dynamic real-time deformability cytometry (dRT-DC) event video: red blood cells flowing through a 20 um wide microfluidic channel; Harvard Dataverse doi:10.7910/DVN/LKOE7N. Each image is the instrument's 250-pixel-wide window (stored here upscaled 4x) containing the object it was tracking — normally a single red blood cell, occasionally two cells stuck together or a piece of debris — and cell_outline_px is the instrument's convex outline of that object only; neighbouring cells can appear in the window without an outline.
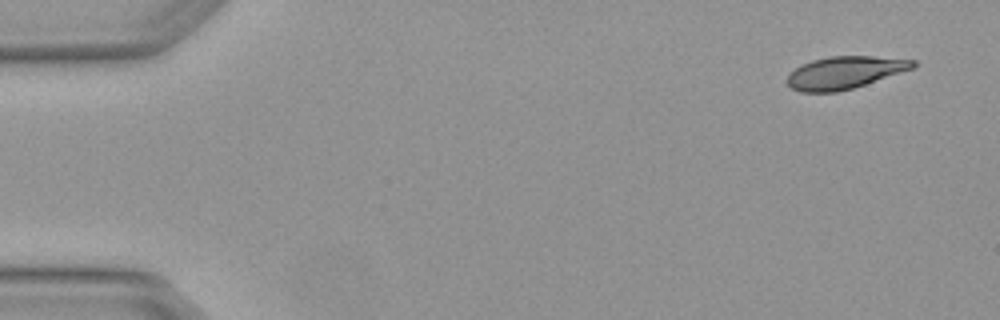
{"species": "Egyptian fruit bat (a non-hibernating species)", "species_latin": "Rousettus aegyptiacus", "temperature_condition": "warm", "stored_images_in_passage": 4, "camera_frame_rate_fps": 3000, "um_per_image_px": 0.085, "animal": {"sex": "female"}, "frame": {"image": 1, "passage_image": 1, "time_ms": 0.0, "image_size_px": [1000, 320], "cell_outline_px": [[916, 64], [912, 68], [852, 88], [836, 92], [800, 92], [792, 88], [784, 80], [788, 72], [800, 64], [812, 60], [828, 56], [872, 56], [916, 60]], "centroid_in_image_um": [71.69, 6.16], "position_along_channel_um": 13.3, "area_um2": 23.7}}
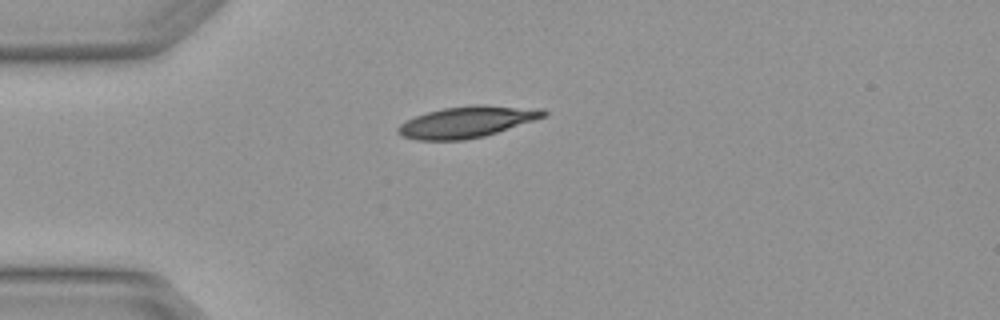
{"frame": {"image": 2, "passage_image": 3, "time_ms": 0.667, "image_size_px": [1000, 320], "cell_outline_px": [[548, 116], [484, 136], [464, 140], [416, 140], [400, 136], [396, 132], [396, 128], [400, 124], [416, 116], [428, 112], [444, 108], [476, 104], [480, 104], [544, 108], [548, 112]], "centroid_in_image_um": [39.73, 10.35], "position_along_channel_um": 45.3, "area_um2": 26.76}}